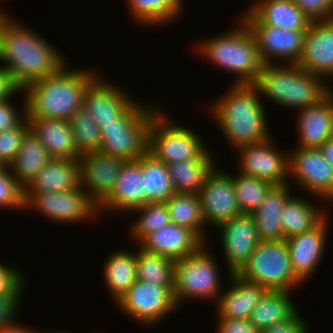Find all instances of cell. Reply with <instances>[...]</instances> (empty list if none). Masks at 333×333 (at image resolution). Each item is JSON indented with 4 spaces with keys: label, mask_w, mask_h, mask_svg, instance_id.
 I'll return each instance as SVG.
<instances>
[{
    "label": "cell",
    "mask_w": 333,
    "mask_h": 333,
    "mask_svg": "<svg viewBox=\"0 0 333 333\" xmlns=\"http://www.w3.org/2000/svg\"><path fill=\"white\" fill-rule=\"evenodd\" d=\"M6 12L0 13V62L18 89L49 75L65 64L66 58L45 38Z\"/></svg>",
    "instance_id": "6da1fadb"
},
{
    "label": "cell",
    "mask_w": 333,
    "mask_h": 333,
    "mask_svg": "<svg viewBox=\"0 0 333 333\" xmlns=\"http://www.w3.org/2000/svg\"><path fill=\"white\" fill-rule=\"evenodd\" d=\"M227 90L209 106V113L235 150L270 138L266 110L257 88L253 84H232Z\"/></svg>",
    "instance_id": "7a4b0ae2"
},
{
    "label": "cell",
    "mask_w": 333,
    "mask_h": 333,
    "mask_svg": "<svg viewBox=\"0 0 333 333\" xmlns=\"http://www.w3.org/2000/svg\"><path fill=\"white\" fill-rule=\"evenodd\" d=\"M67 67L66 63L54 75L34 81L23 89L27 117L69 121L73 113L83 108L85 92L99 75L95 70Z\"/></svg>",
    "instance_id": "3957f363"
},
{
    "label": "cell",
    "mask_w": 333,
    "mask_h": 333,
    "mask_svg": "<svg viewBox=\"0 0 333 333\" xmlns=\"http://www.w3.org/2000/svg\"><path fill=\"white\" fill-rule=\"evenodd\" d=\"M264 64L253 84L261 96L285 108L300 110L317 104L333 88L298 64Z\"/></svg>",
    "instance_id": "277c9868"
},
{
    "label": "cell",
    "mask_w": 333,
    "mask_h": 333,
    "mask_svg": "<svg viewBox=\"0 0 333 333\" xmlns=\"http://www.w3.org/2000/svg\"><path fill=\"white\" fill-rule=\"evenodd\" d=\"M239 26L202 41L196 48L213 65L236 75L233 84H254L264 65L254 34L240 17Z\"/></svg>",
    "instance_id": "5b68a950"
},
{
    "label": "cell",
    "mask_w": 333,
    "mask_h": 333,
    "mask_svg": "<svg viewBox=\"0 0 333 333\" xmlns=\"http://www.w3.org/2000/svg\"><path fill=\"white\" fill-rule=\"evenodd\" d=\"M161 109L142 105L136 100L110 124H98L101 129L100 151L125 161L137 160L147 151L148 128Z\"/></svg>",
    "instance_id": "8992f818"
},
{
    "label": "cell",
    "mask_w": 333,
    "mask_h": 333,
    "mask_svg": "<svg viewBox=\"0 0 333 333\" xmlns=\"http://www.w3.org/2000/svg\"><path fill=\"white\" fill-rule=\"evenodd\" d=\"M203 244L196 252L174 261L173 296L178 308L183 300H218L222 291L216 260ZM186 298V299H185Z\"/></svg>",
    "instance_id": "52a82bcc"
},
{
    "label": "cell",
    "mask_w": 333,
    "mask_h": 333,
    "mask_svg": "<svg viewBox=\"0 0 333 333\" xmlns=\"http://www.w3.org/2000/svg\"><path fill=\"white\" fill-rule=\"evenodd\" d=\"M237 274L273 291L291 292L304 284L292 270L285 240L260 241Z\"/></svg>",
    "instance_id": "ba28073f"
},
{
    "label": "cell",
    "mask_w": 333,
    "mask_h": 333,
    "mask_svg": "<svg viewBox=\"0 0 333 333\" xmlns=\"http://www.w3.org/2000/svg\"><path fill=\"white\" fill-rule=\"evenodd\" d=\"M170 121L161 110L149 125L147 151L156 159L168 165L197 159L209 149L195 131Z\"/></svg>",
    "instance_id": "9c48e42d"
},
{
    "label": "cell",
    "mask_w": 333,
    "mask_h": 333,
    "mask_svg": "<svg viewBox=\"0 0 333 333\" xmlns=\"http://www.w3.org/2000/svg\"><path fill=\"white\" fill-rule=\"evenodd\" d=\"M124 315L141 325L153 326L178 308L173 286H155L137 279L115 303Z\"/></svg>",
    "instance_id": "30bf717a"
},
{
    "label": "cell",
    "mask_w": 333,
    "mask_h": 333,
    "mask_svg": "<svg viewBox=\"0 0 333 333\" xmlns=\"http://www.w3.org/2000/svg\"><path fill=\"white\" fill-rule=\"evenodd\" d=\"M29 208L64 224L82 222L100 213L99 205L81 186L64 192L24 193V209Z\"/></svg>",
    "instance_id": "8fae6325"
},
{
    "label": "cell",
    "mask_w": 333,
    "mask_h": 333,
    "mask_svg": "<svg viewBox=\"0 0 333 333\" xmlns=\"http://www.w3.org/2000/svg\"><path fill=\"white\" fill-rule=\"evenodd\" d=\"M241 18L255 36L260 57L264 64H274V58L297 64L303 51L307 30H285L263 24L249 9Z\"/></svg>",
    "instance_id": "7c38bea8"
},
{
    "label": "cell",
    "mask_w": 333,
    "mask_h": 333,
    "mask_svg": "<svg viewBox=\"0 0 333 333\" xmlns=\"http://www.w3.org/2000/svg\"><path fill=\"white\" fill-rule=\"evenodd\" d=\"M289 164V179L296 186L316 199L333 201V167L318 148H294L289 153Z\"/></svg>",
    "instance_id": "4fadbf2b"
},
{
    "label": "cell",
    "mask_w": 333,
    "mask_h": 333,
    "mask_svg": "<svg viewBox=\"0 0 333 333\" xmlns=\"http://www.w3.org/2000/svg\"><path fill=\"white\" fill-rule=\"evenodd\" d=\"M272 138L255 144L239 147L240 173L254 176L270 182L273 185L290 183L289 152H279ZM288 180V181H287Z\"/></svg>",
    "instance_id": "5bb4252c"
},
{
    "label": "cell",
    "mask_w": 333,
    "mask_h": 333,
    "mask_svg": "<svg viewBox=\"0 0 333 333\" xmlns=\"http://www.w3.org/2000/svg\"><path fill=\"white\" fill-rule=\"evenodd\" d=\"M218 169L212 170L198 193L203 220L215 228L241 214L231 174Z\"/></svg>",
    "instance_id": "9a60e30c"
},
{
    "label": "cell",
    "mask_w": 333,
    "mask_h": 333,
    "mask_svg": "<svg viewBox=\"0 0 333 333\" xmlns=\"http://www.w3.org/2000/svg\"><path fill=\"white\" fill-rule=\"evenodd\" d=\"M216 228L221 233L228 272L238 273L260 242L255 220L252 215L239 214Z\"/></svg>",
    "instance_id": "2e32d148"
},
{
    "label": "cell",
    "mask_w": 333,
    "mask_h": 333,
    "mask_svg": "<svg viewBox=\"0 0 333 333\" xmlns=\"http://www.w3.org/2000/svg\"><path fill=\"white\" fill-rule=\"evenodd\" d=\"M124 159L101 151L82 154L79 158L80 185L98 205L113 191Z\"/></svg>",
    "instance_id": "e0dca14e"
},
{
    "label": "cell",
    "mask_w": 333,
    "mask_h": 333,
    "mask_svg": "<svg viewBox=\"0 0 333 333\" xmlns=\"http://www.w3.org/2000/svg\"><path fill=\"white\" fill-rule=\"evenodd\" d=\"M328 222L326 215L311 230L285 239L292 270L304 284L312 273H315L320 260L323 259L328 237Z\"/></svg>",
    "instance_id": "ac0fdd59"
},
{
    "label": "cell",
    "mask_w": 333,
    "mask_h": 333,
    "mask_svg": "<svg viewBox=\"0 0 333 333\" xmlns=\"http://www.w3.org/2000/svg\"><path fill=\"white\" fill-rule=\"evenodd\" d=\"M297 64L324 80L333 77V19L311 22Z\"/></svg>",
    "instance_id": "d6986e66"
},
{
    "label": "cell",
    "mask_w": 333,
    "mask_h": 333,
    "mask_svg": "<svg viewBox=\"0 0 333 333\" xmlns=\"http://www.w3.org/2000/svg\"><path fill=\"white\" fill-rule=\"evenodd\" d=\"M98 76L87 88L83 108L98 124H110L136 99L126 90ZM126 92V93H125Z\"/></svg>",
    "instance_id": "ffe728a7"
},
{
    "label": "cell",
    "mask_w": 333,
    "mask_h": 333,
    "mask_svg": "<svg viewBox=\"0 0 333 333\" xmlns=\"http://www.w3.org/2000/svg\"><path fill=\"white\" fill-rule=\"evenodd\" d=\"M144 205V176L142 155L137 160L125 161L111 194L99 205V211L129 212Z\"/></svg>",
    "instance_id": "44dd1931"
},
{
    "label": "cell",
    "mask_w": 333,
    "mask_h": 333,
    "mask_svg": "<svg viewBox=\"0 0 333 333\" xmlns=\"http://www.w3.org/2000/svg\"><path fill=\"white\" fill-rule=\"evenodd\" d=\"M203 244L194 231L170 222L148 234L137 246L177 261L196 252Z\"/></svg>",
    "instance_id": "7402d4cb"
},
{
    "label": "cell",
    "mask_w": 333,
    "mask_h": 333,
    "mask_svg": "<svg viewBox=\"0 0 333 333\" xmlns=\"http://www.w3.org/2000/svg\"><path fill=\"white\" fill-rule=\"evenodd\" d=\"M299 148H319L333 137V89L317 104L298 110Z\"/></svg>",
    "instance_id": "603a6c76"
},
{
    "label": "cell",
    "mask_w": 333,
    "mask_h": 333,
    "mask_svg": "<svg viewBox=\"0 0 333 333\" xmlns=\"http://www.w3.org/2000/svg\"><path fill=\"white\" fill-rule=\"evenodd\" d=\"M228 275L231 286L225 292L222 291L216 301L218 318L249 319L252 310L268 290L243 279L237 273Z\"/></svg>",
    "instance_id": "cb8c5ba5"
},
{
    "label": "cell",
    "mask_w": 333,
    "mask_h": 333,
    "mask_svg": "<svg viewBox=\"0 0 333 333\" xmlns=\"http://www.w3.org/2000/svg\"><path fill=\"white\" fill-rule=\"evenodd\" d=\"M27 120L30 131L53 158H80L69 121L35 117H27Z\"/></svg>",
    "instance_id": "d4e9b609"
},
{
    "label": "cell",
    "mask_w": 333,
    "mask_h": 333,
    "mask_svg": "<svg viewBox=\"0 0 333 333\" xmlns=\"http://www.w3.org/2000/svg\"><path fill=\"white\" fill-rule=\"evenodd\" d=\"M80 186L79 159L53 158L24 189V193L64 192Z\"/></svg>",
    "instance_id": "484cf974"
},
{
    "label": "cell",
    "mask_w": 333,
    "mask_h": 333,
    "mask_svg": "<svg viewBox=\"0 0 333 333\" xmlns=\"http://www.w3.org/2000/svg\"><path fill=\"white\" fill-rule=\"evenodd\" d=\"M290 184L274 185L260 207L251 214L255 220L260 241L285 240L280 213L283 205L292 196Z\"/></svg>",
    "instance_id": "4316f807"
},
{
    "label": "cell",
    "mask_w": 333,
    "mask_h": 333,
    "mask_svg": "<svg viewBox=\"0 0 333 333\" xmlns=\"http://www.w3.org/2000/svg\"><path fill=\"white\" fill-rule=\"evenodd\" d=\"M249 7L263 24L285 30H308L312 22L292 0H256Z\"/></svg>",
    "instance_id": "83f0119b"
},
{
    "label": "cell",
    "mask_w": 333,
    "mask_h": 333,
    "mask_svg": "<svg viewBox=\"0 0 333 333\" xmlns=\"http://www.w3.org/2000/svg\"><path fill=\"white\" fill-rule=\"evenodd\" d=\"M51 159L53 157L46 147L29 131L9 168L18 184L25 189Z\"/></svg>",
    "instance_id": "f1b7e54d"
},
{
    "label": "cell",
    "mask_w": 333,
    "mask_h": 333,
    "mask_svg": "<svg viewBox=\"0 0 333 333\" xmlns=\"http://www.w3.org/2000/svg\"><path fill=\"white\" fill-rule=\"evenodd\" d=\"M207 149L199 158L167 165L176 193L198 194L208 175L216 167Z\"/></svg>",
    "instance_id": "f546056e"
},
{
    "label": "cell",
    "mask_w": 333,
    "mask_h": 333,
    "mask_svg": "<svg viewBox=\"0 0 333 333\" xmlns=\"http://www.w3.org/2000/svg\"><path fill=\"white\" fill-rule=\"evenodd\" d=\"M135 253L118 250L106 259L102 274L115 303L137 280Z\"/></svg>",
    "instance_id": "4dcf8cb0"
},
{
    "label": "cell",
    "mask_w": 333,
    "mask_h": 333,
    "mask_svg": "<svg viewBox=\"0 0 333 333\" xmlns=\"http://www.w3.org/2000/svg\"><path fill=\"white\" fill-rule=\"evenodd\" d=\"M290 293L268 290L252 310L250 322L261 331L290 319L298 311Z\"/></svg>",
    "instance_id": "1f68e13d"
},
{
    "label": "cell",
    "mask_w": 333,
    "mask_h": 333,
    "mask_svg": "<svg viewBox=\"0 0 333 333\" xmlns=\"http://www.w3.org/2000/svg\"><path fill=\"white\" fill-rule=\"evenodd\" d=\"M323 212L309 200L291 196L280 213L284 238L311 230L326 216Z\"/></svg>",
    "instance_id": "d6a6232c"
},
{
    "label": "cell",
    "mask_w": 333,
    "mask_h": 333,
    "mask_svg": "<svg viewBox=\"0 0 333 333\" xmlns=\"http://www.w3.org/2000/svg\"><path fill=\"white\" fill-rule=\"evenodd\" d=\"M142 175L144 176V205L165 203L176 194L167 165L148 151L142 154Z\"/></svg>",
    "instance_id": "836d02e7"
},
{
    "label": "cell",
    "mask_w": 333,
    "mask_h": 333,
    "mask_svg": "<svg viewBox=\"0 0 333 333\" xmlns=\"http://www.w3.org/2000/svg\"><path fill=\"white\" fill-rule=\"evenodd\" d=\"M130 18L141 25H163L182 14L183 0H126ZM132 15V16H131ZM176 18V19H175Z\"/></svg>",
    "instance_id": "e575fe53"
},
{
    "label": "cell",
    "mask_w": 333,
    "mask_h": 333,
    "mask_svg": "<svg viewBox=\"0 0 333 333\" xmlns=\"http://www.w3.org/2000/svg\"><path fill=\"white\" fill-rule=\"evenodd\" d=\"M165 203L173 223L189 228L205 243L208 242L204 231L206 224L203 220L201 201L198 194L176 193Z\"/></svg>",
    "instance_id": "d590c367"
},
{
    "label": "cell",
    "mask_w": 333,
    "mask_h": 333,
    "mask_svg": "<svg viewBox=\"0 0 333 333\" xmlns=\"http://www.w3.org/2000/svg\"><path fill=\"white\" fill-rule=\"evenodd\" d=\"M136 250L137 279L155 286H173L174 261L140 246Z\"/></svg>",
    "instance_id": "8d00e7d4"
},
{
    "label": "cell",
    "mask_w": 333,
    "mask_h": 333,
    "mask_svg": "<svg viewBox=\"0 0 333 333\" xmlns=\"http://www.w3.org/2000/svg\"><path fill=\"white\" fill-rule=\"evenodd\" d=\"M231 176L241 214H253L260 207L269 190L274 186L268 181L240 172L236 176L233 174Z\"/></svg>",
    "instance_id": "74e56055"
},
{
    "label": "cell",
    "mask_w": 333,
    "mask_h": 333,
    "mask_svg": "<svg viewBox=\"0 0 333 333\" xmlns=\"http://www.w3.org/2000/svg\"><path fill=\"white\" fill-rule=\"evenodd\" d=\"M69 123L80 155L100 151L101 129L84 108L73 113Z\"/></svg>",
    "instance_id": "f35d334b"
},
{
    "label": "cell",
    "mask_w": 333,
    "mask_h": 333,
    "mask_svg": "<svg viewBox=\"0 0 333 333\" xmlns=\"http://www.w3.org/2000/svg\"><path fill=\"white\" fill-rule=\"evenodd\" d=\"M138 213L139 217L131 227L132 235L138 244L151 232L160 229L171 221L170 213L166 203H147L131 211Z\"/></svg>",
    "instance_id": "ab89813d"
},
{
    "label": "cell",
    "mask_w": 333,
    "mask_h": 333,
    "mask_svg": "<svg viewBox=\"0 0 333 333\" xmlns=\"http://www.w3.org/2000/svg\"><path fill=\"white\" fill-rule=\"evenodd\" d=\"M0 208L24 210V189L18 184L10 168L3 165H0Z\"/></svg>",
    "instance_id": "60d3db41"
},
{
    "label": "cell",
    "mask_w": 333,
    "mask_h": 333,
    "mask_svg": "<svg viewBox=\"0 0 333 333\" xmlns=\"http://www.w3.org/2000/svg\"><path fill=\"white\" fill-rule=\"evenodd\" d=\"M29 131L30 126L26 117L17 127L0 132V165L9 167Z\"/></svg>",
    "instance_id": "b9f144b4"
},
{
    "label": "cell",
    "mask_w": 333,
    "mask_h": 333,
    "mask_svg": "<svg viewBox=\"0 0 333 333\" xmlns=\"http://www.w3.org/2000/svg\"><path fill=\"white\" fill-rule=\"evenodd\" d=\"M9 264H0V296L22 295L26 284L22 272Z\"/></svg>",
    "instance_id": "7bdbcfd3"
},
{
    "label": "cell",
    "mask_w": 333,
    "mask_h": 333,
    "mask_svg": "<svg viewBox=\"0 0 333 333\" xmlns=\"http://www.w3.org/2000/svg\"><path fill=\"white\" fill-rule=\"evenodd\" d=\"M19 92L21 93L24 91L23 89H17L9 98L0 102V132L17 127L27 117L26 99H23L25 102L23 103L24 107H22V113L18 111V108L16 110L13 103L11 102L12 100L10 99L12 97L14 98L13 95Z\"/></svg>",
    "instance_id": "ee69618b"
},
{
    "label": "cell",
    "mask_w": 333,
    "mask_h": 333,
    "mask_svg": "<svg viewBox=\"0 0 333 333\" xmlns=\"http://www.w3.org/2000/svg\"><path fill=\"white\" fill-rule=\"evenodd\" d=\"M312 21L333 19V0H292Z\"/></svg>",
    "instance_id": "f6af8a7d"
},
{
    "label": "cell",
    "mask_w": 333,
    "mask_h": 333,
    "mask_svg": "<svg viewBox=\"0 0 333 333\" xmlns=\"http://www.w3.org/2000/svg\"><path fill=\"white\" fill-rule=\"evenodd\" d=\"M21 295L0 296V331L16 322ZM15 318V319H14Z\"/></svg>",
    "instance_id": "bcb514c9"
},
{
    "label": "cell",
    "mask_w": 333,
    "mask_h": 333,
    "mask_svg": "<svg viewBox=\"0 0 333 333\" xmlns=\"http://www.w3.org/2000/svg\"><path fill=\"white\" fill-rule=\"evenodd\" d=\"M217 333H260L249 319L218 318Z\"/></svg>",
    "instance_id": "7dc6e473"
},
{
    "label": "cell",
    "mask_w": 333,
    "mask_h": 333,
    "mask_svg": "<svg viewBox=\"0 0 333 333\" xmlns=\"http://www.w3.org/2000/svg\"><path fill=\"white\" fill-rule=\"evenodd\" d=\"M304 318L296 312L290 319L263 329L260 333H310Z\"/></svg>",
    "instance_id": "c3c4849f"
},
{
    "label": "cell",
    "mask_w": 333,
    "mask_h": 333,
    "mask_svg": "<svg viewBox=\"0 0 333 333\" xmlns=\"http://www.w3.org/2000/svg\"><path fill=\"white\" fill-rule=\"evenodd\" d=\"M18 88L14 85L8 71L0 66V102L9 98Z\"/></svg>",
    "instance_id": "681fc988"
},
{
    "label": "cell",
    "mask_w": 333,
    "mask_h": 333,
    "mask_svg": "<svg viewBox=\"0 0 333 333\" xmlns=\"http://www.w3.org/2000/svg\"><path fill=\"white\" fill-rule=\"evenodd\" d=\"M318 149L325 160L333 167V137L325 141Z\"/></svg>",
    "instance_id": "f907efd6"
},
{
    "label": "cell",
    "mask_w": 333,
    "mask_h": 333,
    "mask_svg": "<svg viewBox=\"0 0 333 333\" xmlns=\"http://www.w3.org/2000/svg\"><path fill=\"white\" fill-rule=\"evenodd\" d=\"M0 333H39L37 330L35 331L31 327L22 326V324H18L15 322L12 326L6 327L0 331Z\"/></svg>",
    "instance_id": "816d5d0a"
},
{
    "label": "cell",
    "mask_w": 333,
    "mask_h": 333,
    "mask_svg": "<svg viewBox=\"0 0 333 333\" xmlns=\"http://www.w3.org/2000/svg\"><path fill=\"white\" fill-rule=\"evenodd\" d=\"M47 333H49V332H47ZM51 333H70V332H69V331L67 332V331H65V330H61V331L56 330L55 332H54V331H51Z\"/></svg>",
    "instance_id": "f5cc1de1"
}]
</instances>
